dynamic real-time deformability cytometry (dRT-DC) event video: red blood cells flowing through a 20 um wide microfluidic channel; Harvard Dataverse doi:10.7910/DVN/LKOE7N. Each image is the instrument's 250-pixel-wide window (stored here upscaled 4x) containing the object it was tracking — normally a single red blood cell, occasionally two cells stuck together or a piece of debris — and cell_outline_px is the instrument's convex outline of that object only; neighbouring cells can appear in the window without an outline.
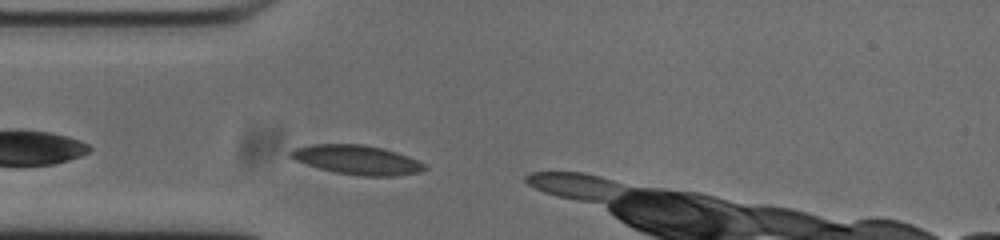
{"species": "common noctule bat (a hibernating species)", "species_latin": "Nyctalus noctula", "temperature_condition": "cold", "stored_images_in_passage": 7, "camera_frame_rate_fps": 3000, "um_per_image_px": 0.085, "animal": {"sex": "male", "body_mass_g": 20.0, "forearm_length_mm": 53.3}, "frame": {"image": 1, "passage_image": 3, "time_ms": 0.667, "image_size_px": [1000, 240], "cell_outline_px": [[428, 168], [420, 172], [392, 176], [364, 176], [336, 172], [320, 168], [296, 160], [288, 156], [288, 152], [292, 148], [312, 144], [364, 144], [384, 148], [408, 156], [424, 164]], "centroid_in_image_um": [30.33, 13.57], "position_along_channel_um": 54.7, "area_um2": 22.77}}